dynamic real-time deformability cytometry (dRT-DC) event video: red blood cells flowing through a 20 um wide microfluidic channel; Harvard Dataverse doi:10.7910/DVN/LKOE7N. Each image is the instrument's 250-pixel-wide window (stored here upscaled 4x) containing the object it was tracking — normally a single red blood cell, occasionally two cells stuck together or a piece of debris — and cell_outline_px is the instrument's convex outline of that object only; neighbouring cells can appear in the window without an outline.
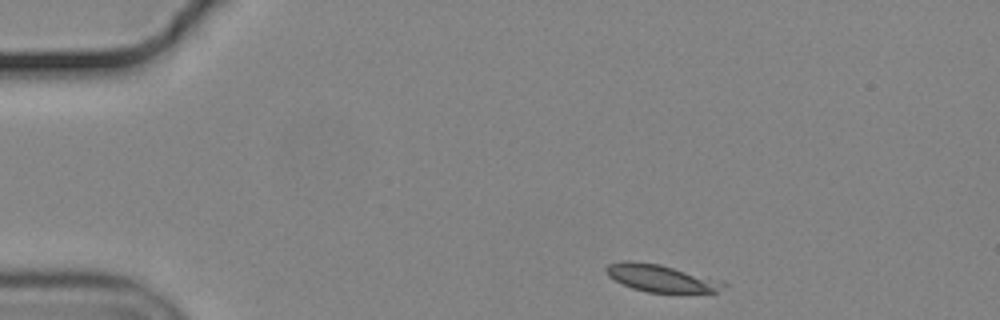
{"species": "common noctule bat (a hibernating species)", "species_latin": "Nyctalus noctula", "temperature_condition": "cold", "stored_images_in_passage": 7, "camera_frame_rate_fps": 3000, "um_per_image_px": 0.085, "animal": {"sex": "male", "body_mass_g": 19.2, "forearm_length_mm": 51.8}, "frame": {"image": 1, "passage_image": 1, "time_ms": 0.0, "image_size_px": [1000, 320], "cell_outline_px": [[728, 284], [716, 292], [648, 292], [632, 288], [608, 276], [604, 268], [608, 264], [620, 260], [636, 260], [660, 264]], "centroid_in_image_um": [56.06, 23.62], "position_along_channel_um": 28.9, "area_um2": 18.21}}